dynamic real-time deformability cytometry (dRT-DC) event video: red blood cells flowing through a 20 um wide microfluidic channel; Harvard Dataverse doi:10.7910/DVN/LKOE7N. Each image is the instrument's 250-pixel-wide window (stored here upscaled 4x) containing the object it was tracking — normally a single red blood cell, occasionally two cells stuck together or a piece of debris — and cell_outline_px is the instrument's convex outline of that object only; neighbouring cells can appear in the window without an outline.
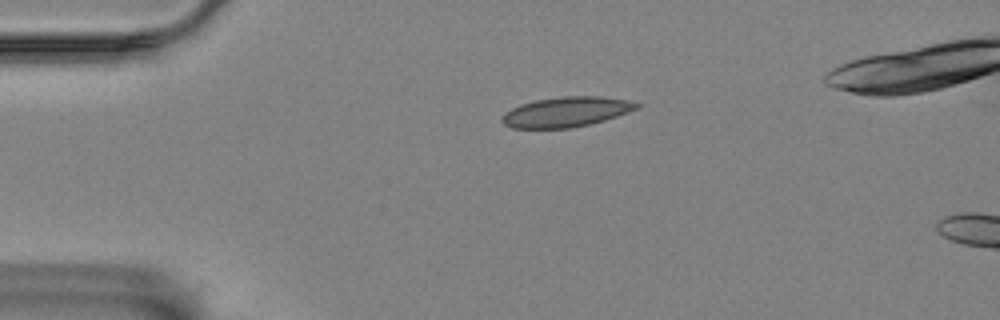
{"species": "Egyptian fruit bat (a non-hibernating species)", "species_latin": "Rousettus aegyptiacus", "temperature_condition": "room temperature", "stored_images_in_passage": 5, "camera_frame_rate_fps": 3000, "um_per_image_px": 0.085, "animal": {"sex": "female"}, "frame": {"image": 1, "passage_image": 1, "time_ms": 0.0, "image_size_px": [1000, 320], "cell_outline_px": [[644, 104], [640, 108], [604, 120], [572, 128], [512, 128], [504, 124], [500, 120], [500, 116], [504, 112], [520, 104], [536, 100], [564, 96], [600, 96], [628, 100]], "centroid_in_image_um": [48.13, 9.51], "position_along_channel_um": 36.9, "area_um2": 23.7}}